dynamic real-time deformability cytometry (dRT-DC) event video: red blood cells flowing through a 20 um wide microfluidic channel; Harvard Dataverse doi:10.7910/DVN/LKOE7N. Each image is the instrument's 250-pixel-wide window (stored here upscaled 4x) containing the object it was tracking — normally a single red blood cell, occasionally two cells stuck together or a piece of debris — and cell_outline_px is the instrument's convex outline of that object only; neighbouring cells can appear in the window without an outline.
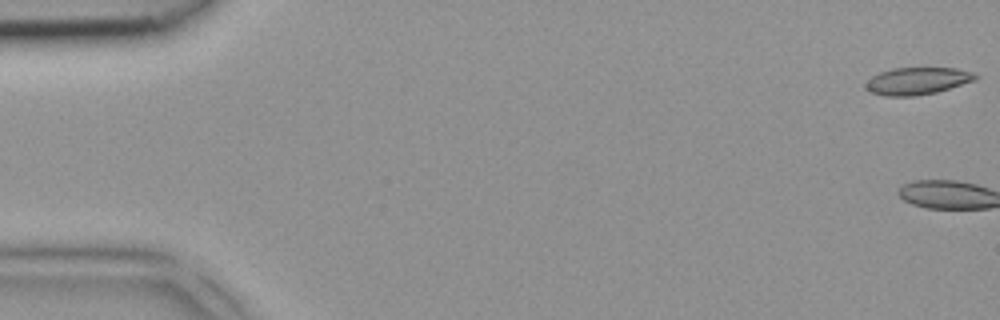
{"species": "common noctule bat (a hibernating species)", "species_latin": "Nyctalus noctula", "temperature_condition": "room temperature", "stored_images_in_passage": 6, "camera_frame_rate_fps": 3000, "um_per_image_px": 0.085, "animal": {"sex": "female", "body_mass_g": 18.4}, "frame": {"image": 1, "passage_image": 1, "time_ms": 0.0, "image_size_px": [1000, 320], "cell_outline_px": [[980, 76], [976, 80], [936, 92], [916, 96], [884, 96], [872, 92], [864, 88], [864, 84], [872, 76], [880, 72], [892, 68], [956, 68], [972, 72]], "centroid_in_image_um": [77.97, 6.88], "position_along_channel_um": 7.0, "area_um2": 17.46}}